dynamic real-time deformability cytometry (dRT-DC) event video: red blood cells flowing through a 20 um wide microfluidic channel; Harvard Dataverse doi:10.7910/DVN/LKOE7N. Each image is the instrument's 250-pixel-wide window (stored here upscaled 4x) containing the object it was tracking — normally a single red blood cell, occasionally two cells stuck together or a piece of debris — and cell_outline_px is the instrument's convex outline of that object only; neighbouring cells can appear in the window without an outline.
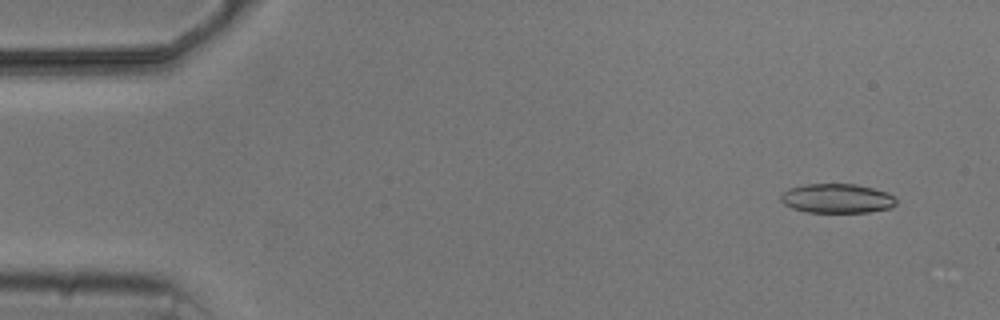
{"species": "common noctule bat (a hibernating species)", "species_latin": "Nyctalus noctula", "temperature_condition": "cold", "stored_images_in_passage": 7, "camera_frame_rate_fps": 3000, "um_per_image_px": 0.085, "animal": {"sex": "male", "body_mass_g": 20.5, "forearm_length_mm": 52.5}, "frame": {"image": 1, "passage_image": 1, "time_ms": 0.0, "image_size_px": [1000, 320], "cell_outline_px": [[896, 204], [892, 208], [868, 212], [808, 212], [792, 208], [784, 204], [780, 200], [780, 196], [788, 188], [804, 184], [856, 184], [888, 192], [896, 200]], "centroid_in_image_um": [71.14, 16.86], "position_along_channel_um": 13.9, "area_um2": 19.77}}
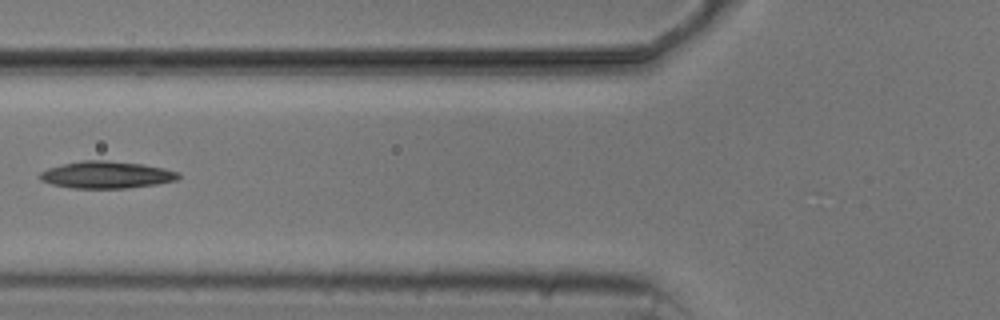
{"frame": {"image": 2, "passage_image": 6, "time_ms": 5.667, "image_size_px": [1000, 320], "cell_outline_px": [[180, 176], [176, 180], [156, 184], [128, 188], [72, 188], [52, 184], [40, 180], [36, 176], [40, 172], [48, 168], [64, 164], [84, 160], [108, 160], [140, 164], [164, 168], [180, 172]], "centroid_in_image_um": [9.03, 14.86], "position_along_channel_um": 116.8, "area_um2": 21.85}}
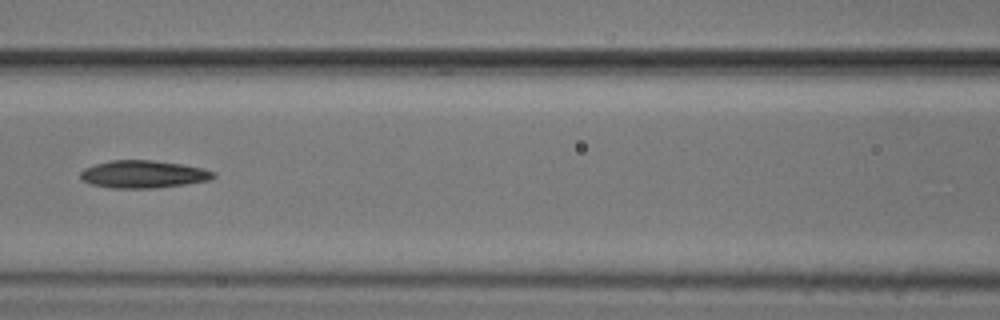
{"frame": {"image": 3, "passage_image": 7, "time_ms": 6.667, "image_size_px": [1000, 320], "cell_outline_px": [[216, 176], [208, 180], [184, 184], [152, 188], [112, 188], [92, 184], [84, 180], [80, 176], [80, 172], [84, 168], [96, 164], [112, 160], [152, 160], [180, 164], [204, 168], [216, 172]], "centroid_in_image_um": [12.19, 14.8], "position_along_channel_um": 154.4, "area_um2": 21.15}}